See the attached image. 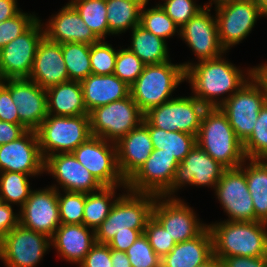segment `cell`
<instances>
[{"label": "cell", "mask_w": 267, "mask_h": 267, "mask_svg": "<svg viewBox=\"0 0 267 267\" xmlns=\"http://www.w3.org/2000/svg\"><path fill=\"white\" fill-rule=\"evenodd\" d=\"M222 57L201 60L197 64H182L185 80L191 84L194 97L207 108L220 107L252 77V68L247 71L248 77L245 78L242 70ZM225 93L229 95L218 101V96Z\"/></svg>", "instance_id": "6da1fadb"}, {"label": "cell", "mask_w": 267, "mask_h": 267, "mask_svg": "<svg viewBox=\"0 0 267 267\" xmlns=\"http://www.w3.org/2000/svg\"><path fill=\"white\" fill-rule=\"evenodd\" d=\"M212 236L213 254L229 256L266 257L267 223L262 221H220L207 225Z\"/></svg>", "instance_id": "7a4b0ae2"}, {"label": "cell", "mask_w": 267, "mask_h": 267, "mask_svg": "<svg viewBox=\"0 0 267 267\" xmlns=\"http://www.w3.org/2000/svg\"><path fill=\"white\" fill-rule=\"evenodd\" d=\"M196 142L226 169L240 167L247 158L227 115L220 107L207 108L202 116Z\"/></svg>", "instance_id": "3957f363"}, {"label": "cell", "mask_w": 267, "mask_h": 267, "mask_svg": "<svg viewBox=\"0 0 267 267\" xmlns=\"http://www.w3.org/2000/svg\"><path fill=\"white\" fill-rule=\"evenodd\" d=\"M127 191L116 198L109 216L95 230L97 243L108 244L116 233L130 232V229L144 233L157 195Z\"/></svg>", "instance_id": "277c9868"}, {"label": "cell", "mask_w": 267, "mask_h": 267, "mask_svg": "<svg viewBox=\"0 0 267 267\" xmlns=\"http://www.w3.org/2000/svg\"><path fill=\"white\" fill-rule=\"evenodd\" d=\"M183 81L185 69L182 64H172L168 61L145 65L143 72L130 86V96L145 114L170 100L172 92Z\"/></svg>", "instance_id": "5b68a950"}, {"label": "cell", "mask_w": 267, "mask_h": 267, "mask_svg": "<svg viewBox=\"0 0 267 267\" xmlns=\"http://www.w3.org/2000/svg\"><path fill=\"white\" fill-rule=\"evenodd\" d=\"M35 131L44 160L58 153H72L92 136L89 114L78 116L48 114Z\"/></svg>", "instance_id": "8992f818"}, {"label": "cell", "mask_w": 267, "mask_h": 267, "mask_svg": "<svg viewBox=\"0 0 267 267\" xmlns=\"http://www.w3.org/2000/svg\"><path fill=\"white\" fill-rule=\"evenodd\" d=\"M92 136L117 143L144 119L131 96L97 107L89 113Z\"/></svg>", "instance_id": "52a82bcc"}, {"label": "cell", "mask_w": 267, "mask_h": 267, "mask_svg": "<svg viewBox=\"0 0 267 267\" xmlns=\"http://www.w3.org/2000/svg\"><path fill=\"white\" fill-rule=\"evenodd\" d=\"M207 107L194 96L171 98L150 109L144 118L156 128L197 136Z\"/></svg>", "instance_id": "ba28073f"}, {"label": "cell", "mask_w": 267, "mask_h": 267, "mask_svg": "<svg viewBox=\"0 0 267 267\" xmlns=\"http://www.w3.org/2000/svg\"><path fill=\"white\" fill-rule=\"evenodd\" d=\"M72 154L102 186H123L126 189V181L118 168L116 143L91 136Z\"/></svg>", "instance_id": "9c48e42d"}, {"label": "cell", "mask_w": 267, "mask_h": 267, "mask_svg": "<svg viewBox=\"0 0 267 267\" xmlns=\"http://www.w3.org/2000/svg\"><path fill=\"white\" fill-rule=\"evenodd\" d=\"M266 102L261 86L250 77V80L220 106L242 143L252 134L260 109Z\"/></svg>", "instance_id": "30bf717a"}, {"label": "cell", "mask_w": 267, "mask_h": 267, "mask_svg": "<svg viewBox=\"0 0 267 267\" xmlns=\"http://www.w3.org/2000/svg\"><path fill=\"white\" fill-rule=\"evenodd\" d=\"M50 246V237L19 224L0 240V259L6 267H35Z\"/></svg>", "instance_id": "8fae6325"}, {"label": "cell", "mask_w": 267, "mask_h": 267, "mask_svg": "<svg viewBox=\"0 0 267 267\" xmlns=\"http://www.w3.org/2000/svg\"><path fill=\"white\" fill-rule=\"evenodd\" d=\"M37 19L24 33L0 49V75L4 79L28 78L44 27Z\"/></svg>", "instance_id": "7c38bea8"}, {"label": "cell", "mask_w": 267, "mask_h": 267, "mask_svg": "<svg viewBox=\"0 0 267 267\" xmlns=\"http://www.w3.org/2000/svg\"><path fill=\"white\" fill-rule=\"evenodd\" d=\"M225 170V167L196 144L176 167L170 187L161 196L173 197L171 195L185 184L206 185L215 189Z\"/></svg>", "instance_id": "4fadbf2b"}, {"label": "cell", "mask_w": 267, "mask_h": 267, "mask_svg": "<svg viewBox=\"0 0 267 267\" xmlns=\"http://www.w3.org/2000/svg\"><path fill=\"white\" fill-rule=\"evenodd\" d=\"M152 216L176 243L195 238L207 227L199 221L192 208L176 197L157 196Z\"/></svg>", "instance_id": "5bb4252c"}, {"label": "cell", "mask_w": 267, "mask_h": 267, "mask_svg": "<svg viewBox=\"0 0 267 267\" xmlns=\"http://www.w3.org/2000/svg\"><path fill=\"white\" fill-rule=\"evenodd\" d=\"M215 9L219 40L226 51L246 38L262 17L259 6L251 2L228 1Z\"/></svg>", "instance_id": "9a60e30c"}, {"label": "cell", "mask_w": 267, "mask_h": 267, "mask_svg": "<svg viewBox=\"0 0 267 267\" xmlns=\"http://www.w3.org/2000/svg\"><path fill=\"white\" fill-rule=\"evenodd\" d=\"M20 212L19 224L21 226L52 238L61 224L58 188L51 186L45 189L32 190L20 208Z\"/></svg>", "instance_id": "2e32d148"}, {"label": "cell", "mask_w": 267, "mask_h": 267, "mask_svg": "<svg viewBox=\"0 0 267 267\" xmlns=\"http://www.w3.org/2000/svg\"><path fill=\"white\" fill-rule=\"evenodd\" d=\"M221 206L228 214L227 221L252 222L255 210L245 173L238 167L226 169L215 187Z\"/></svg>", "instance_id": "e0dca14e"}, {"label": "cell", "mask_w": 267, "mask_h": 267, "mask_svg": "<svg viewBox=\"0 0 267 267\" xmlns=\"http://www.w3.org/2000/svg\"><path fill=\"white\" fill-rule=\"evenodd\" d=\"M209 2L179 28L180 37L192 48L198 61L216 59L226 52L219 40L216 17L213 18L209 13V7L212 6V2Z\"/></svg>", "instance_id": "ac0fdd59"}, {"label": "cell", "mask_w": 267, "mask_h": 267, "mask_svg": "<svg viewBox=\"0 0 267 267\" xmlns=\"http://www.w3.org/2000/svg\"><path fill=\"white\" fill-rule=\"evenodd\" d=\"M35 130H27L21 137L0 146V172H18L38 176L44 171Z\"/></svg>", "instance_id": "d6986e66"}, {"label": "cell", "mask_w": 267, "mask_h": 267, "mask_svg": "<svg viewBox=\"0 0 267 267\" xmlns=\"http://www.w3.org/2000/svg\"><path fill=\"white\" fill-rule=\"evenodd\" d=\"M2 84L10 91L20 122L36 130L48 115L46 89L27 78L4 79Z\"/></svg>", "instance_id": "ffe728a7"}, {"label": "cell", "mask_w": 267, "mask_h": 267, "mask_svg": "<svg viewBox=\"0 0 267 267\" xmlns=\"http://www.w3.org/2000/svg\"><path fill=\"white\" fill-rule=\"evenodd\" d=\"M178 165L173 155L154 149L142 167L126 182V189L161 196L170 187Z\"/></svg>", "instance_id": "44dd1931"}, {"label": "cell", "mask_w": 267, "mask_h": 267, "mask_svg": "<svg viewBox=\"0 0 267 267\" xmlns=\"http://www.w3.org/2000/svg\"><path fill=\"white\" fill-rule=\"evenodd\" d=\"M44 171L51 173L64 192L91 193L103 186L72 153H58L45 159Z\"/></svg>", "instance_id": "7402d4cb"}, {"label": "cell", "mask_w": 267, "mask_h": 267, "mask_svg": "<svg viewBox=\"0 0 267 267\" xmlns=\"http://www.w3.org/2000/svg\"><path fill=\"white\" fill-rule=\"evenodd\" d=\"M27 79L44 89L69 81L60 43L50 41L45 36L42 38Z\"/></svg>", "instance_id": "603a6c76"}, {"label": "cell", "mask_w": 267, "mask_h": 267, "mask_svg": "<svg viewBox=\"0 0 267 267\" xmlns=\"http://www.w3.org/2000/svg\"><path fill=\"white\" fill-rule=\"evenodd\" d=\"M117 163L121 176L127 182L147 161L153 152L149 129L141 123L117 143Z\"/></svg>", "instance_id": "cb8c5ba5"}, {"label": "cell", "mask_w": 267, "mask_h": 267, "mask_svg": "<svg viewBox=\"0 0 267 267\" xmlns=\"http://www.w3.org/2000/svg\"><path fill=\"white\" fill-rule=\"evenodd\" d=\"M45 25L44 36L56 43L77 42L92 45L100 41L70 3L62 7Z\"/></svg>", "instance_id": "d4e9b609"}, {"label": "cell", "mask_w": 267, "mask_h": 267, "mask_svg": "<svg viewBox=\"0 0 267 267\" xmlns=\"http://www.w3.org/2000/svg\"><path fill=\"white\" fill-rule=\"evenodd\" d=\"M83 224H60L51 238V246L66 261L80 264L96 243L95 231Z\"/></svg>", "instance_id": "484cf974"}, {"label": "cell", "mask_w": 267, "mask_h": 267, "mask_svg": "<svg viewBox=\"0 0 267 267\" xmlns=\"http://www.w3.org/2000/svg\"><path fill=\"white\" fill-rule=\"evenodd\" d=\"M84 103L90 113L93 109L130 96V86L114 74H90L81 81Z\"/></svg>", "instance_id": "4316f807"}, {"label": "cell", "mask_w": 267, "mask_h": 267, "mask_svg": "<svg viewBox=\"0 0 267 267\" xmlns=\"http://www.w3.org/2000/svg\"><path fill=\"white\" fill-rule=\"evenodd\" d=\"M213 255L212 236L206 227L191 240L179 242L161 259V267H196Z\"/></svg>", "instance_id": "83f0119b"}, {"label": "cell", "mask_w": 267, "mask_h": 267, "mask_svg": "<svg viewBox=\"0 0 267 267\" xmlns=\"http://www.w3.org/2000/svg\"><path fill=\"white\" fill-rule=\"evenodd\" d=\"M49 115L78 116L89 114L79 81H66L46 89Z\"/></svg>", "instance_id": "f1b7e54d"}, {"label": "cell", "mask_w": 267, "mask_h": 267, "mask_svg": "<svg viewBox=\"0 0 267 267\" xmlns=\"http://www.w3.org/2000/svg\"><path fill=\"white\" fill-rule=\"evenodd\" d=\"M249 165L245 162L239 167L246 176L248 190L250 192L255 218L267 223V160L249 159Z\"/></svg>", "instance_id": "f546056e"}, {"label": "cell", "mask_w": 267, "mask_h": 267, "mask_svg": "<svg viewBox=\"0 0 267 267\" xmlns=\"http://www.w3.org/2000/svg\"><path fill=\"white\" fill-rule=\"evenodd\" d=\"M148 129L153 148L166 152L181 163L189 154V151L196 146V136L179 131H166L153 127L145 118L142 122Z\"/></svg>", "instance_id": "4dcf8cb0"}, {"label": "cell", "mask_w": 267, "mask_h": 267, "mask_svg": "<svg viewBox=\"0 0 267 267\" xmlns=\"http://www.w3.org/2000/svg\"><path fill=\"white\" fill-rule=\"evenodd\" d=\"M128 49L137 55L145 65L159 64L170 60L166 40L152 34L140 24L132 29V42Z\"/></svg>", "instance_id": "1f68e13d"}, {"label": "cell", "mask_w": 267, "mask_h": 267, "mask_svg": "<svg viewBox=\"0 0 267 267\" xmlns=\"http://www.w3.org/2000/svg\"><path fill=\"white\" fill-rule=\"evenodd\" d=\"M148 1L112 0L107 1L109 34H121L140 24L141 9Z\"/></svg>", "instance_id": "d6a6232c"}, {"label": "cell", "mask_w": 267, "mask_h": 267, "mask_svg": "<svg viewBox=\"0 0 267 267\" xmlns=\"http://www.w3.org/2000/svg\"><path fill=\"white\" fill-rule=\"evenodd\" d=\"M116 187L103 186L98 191L86 194L82 220L83 225L95 231L109 216L110 210L115 203V199L113 198H115Z\"/></svg>", "instance_id": "836d02e7"}, {"label": "cell", "mask_w": 267, "mask_h": 267, "mask_svg": "<svg viewBox=\"0 0 267 267\" xmlns=\"http://www.w3.org/2000/svg\"><path fill=\"white\" fill-rule=\"evenodd\" d=\"M69 3L100 40L109 35L106 0H71Z\"/></svg>", "instance_id": "e575fe53"}, {"label": "cell", "mask_w": 267, "mask_h": 267, "mask_svg": "<svg viewBox=\"0 0 267 267\" xmlns=\"http://www.w3.org/2000/svg\"><path fill=\"white\" fill-rule=\"evenodd\" d=\"M90 46L86 43H62V54L67 68L69 80L79 81L86 79L91 71Z\"/></svg>", "instance_id": "d590c367"}, {"label": "cell", "mask_w": 267, "mask_h": 267, "mask_svg": "<svg viewBox=\"0 0 267 267\" xmlns=\"http://www.w3.org/2000/svg\"><path fill=\"white\" fill-rule=\"evenodd\" d=\"M28 177L25 173L0 172L1 202L19 204L21 208L32 192Z\"/></svg>", "instance_id": "8d00e7d4"}, {"label": "cell", "mask_w": 267, "mask_h": 267, "mask_svg": "<svg viewBox=\"0 0 267 267\" xmlns=\"http://www.w3.org/2000/svg\"><path fill=\"white\" fill-rule=\"evenodd\" d=\"M146 4L141 9L140 25L165 40L176 32L180 35V30L174 21L165 13L159 4L153 8L146 9Z\"/></svg>", "instance_id": "74e56055"}, {"label": "cell", "mask_w": 267, "mask_h": 267, "mask_svg": "<svg viewBox=\"0 0 267 267\" xmlns=\"http://www.w3.org/2000/svg\"><path fill=\"white\" fill-rule=\"evenodd\" d=\"M247 159L267 160V102L260 109L252 134L243 142Z\"/></svg>", "instance_id": "f35d334b"}, {"label": "cell", "mask_w": 267, "mask_h": 267, "mask_svg": "<svg viewBox=\"0 0 267 267\" xmlns=\"http://www.w3.org/2000/svg\"><path fill=\"white\" fill-rule=\"evenodd\" d=\"M64 194H61L58 189L61 224H82L86 193L65 191Z\"/></svg>", "instance_id": "ab89813d"}, {"label": "cell", "mask_w": 267, "mask_h": 267, "mask_svg": "<svg viewBox=\"0 0 267 267\" xmlns=\"http://www.w3.org/2000/svg\"><path fill=\"white\" fill-rule=\"evenodd\" d=\"M116 51L110 44L102 40L90 46V64L92 74L110 75L114 72L117 58Z\"/></svg>", "instance_id": "60d3db41"}, {"label": "cell", "mask_w": 267, "mask_h": 267, "mask_svg": "<svg viewBox=\"0 0 267 267\" xmlns=\"http://www.w3.org/2000/svg\"><path fill=\"white\" fill-rule=\"evenodd\" d=\"M145 64L128 48L118 50L113 74L131 86L143 72Z\"/></svg>", "instance_id": "b9f144b4"}, {"label": "cell", "mask_w": 267, "mask_h": 267, "mask_svg": "<svg viewBox=\"0 0 267 267\" xmlns=\"http://www.w3.org/2000/svg\"><path fill=\"white\" fill-rule=\"evenodd\" d=\"M132 267H161V258L155 253L144 233L125 251Z\"/></svg>", "instance_id": "7bdbcfd3"}, {"label": "cell", "mask_w": 267, "mask_h": 267, "mask_svg": "<svg viewBox=\"0 0 267 267\" xmlns=\"http://www.w3.org/2000/svg\"><path fill=\"white\" fill-rule=\"evenodd\" d=\"M144 234L155 253L162 259L177 244L168 231L153 217L147 221Z\"/></svg>", "instance_id": "ee69618b"}, {"label": "cell", "mask_w": 267, "mask_h": 267, "mask_svg": "<svg viewBox=\"0 0 267 267\" xmlns=\"http://www.w3.org/2000/svg\"><path fill=\"white\" fill-rule=\"evenodd\" d=\"M37 19L36 15L20 11L12 18L1 22L0 49L24 33Z\"/></svg>", "instance_id": "f6af8a7d"}, {"label": "cell", "mask_w": 267, "mask_h": 267, "mask_svg": "<svg viewBox=\"0 0 267 267\" xmlns=\"http://www.w3.org/2000/svg\"><path fill=\"white\" fill-rule=\"evenodd\" d=\"M159 5L180 28L204 8L196 5L194 0H165L163 5Z\"/></svg>", "instance_id": "bcb514c9"}, {"label": "cell", "mask_w": 267, "mask_h": 267, "mask_svg": "<svg viewBox=\"0 0 267 267\" xmlns=\"http://www.w3.org/2000/svg\"><path fill=\"white\" fill-rule=\"evenodd\" d=\"M79 265V267H112L110 247L96 242Z\"/></svg>", "instance_id": "7dc6e473"}, {"label": "cell", "mask_w": 267, "mask_h": 267, "mask_svg": "<svg viewBox=\"0 0 267 267\" xmlns=\"http://www.w3.org/2000/svg\"><path fill=\"white\" fill-rule=\"evenodd\" d=\"M0 121L23 125L17 113V106L13 103L10 91L0 84Z\"/></svg>", "instance_id": "c3c4849f"}, {"label": "cell", "mask_w": 267, "mask_h": 267, "mask_svg": "<svg viewBox=\"0 0 267 267\" xmlns=\"http://www.w3.org/2000/svg\"><path fill=\"white\" fill-rule=\"evenodd\" d=\"M19 214H14L12 205L0 201V240L19 225Z\"/></svg>", "instance_id": "681fc988"}, {"label": "cell", "mask_w": 267, "mask_h": 267, "mask_svg": "<svg viewBox=\"0 0 267 267\" xmlns=\"http://www.w3.org/2000/svg\"><path fill=\"white\" fill-rule=\"evenodd\" d=\"M222 267H267L266 257L229 256L220 258Z\"/></svg>", "instance_id": "f907efd6"}, {"label": "cell", "mask_w": 267, "mask_h": 267, "mask_svg": "<svg viewBox=\"0 0 267 267\" xmlns=\"http://www.w3.org/2000/svg\"><path fill=\"white\" fill-rule=\"evenodd\" d=\"M142 233L139 230L130 229V232H119L107 244L110 249L127 251Z\"/></svg>", "instance_id": "816d5d0a"}, {"label": "cell", "mask_w": 267, "mask_h": 267, "mask_svg": "<svg viewBox=\"0 0 267 267\" xmlns=\"http://www.w3.org/2000/svg\"><path fill=\"white\" fill-rule=\"evenodd\" d=\"M27 130L24 125L0 121V146L18 139Z\"/></svg>", "instance_id": "f5cc1de1"}, {"label": "cell", "mask_w": 267, "mask_h": 267, "mask_svg": "<svg viewBox=\"0 0 267 267\" xmlns=\"http://www.w3.org/2000/svg\"><path fill=\"white\" fill-rule=\"evenodd\" d=\"M20 11L17 0H0V23L12 18Z\"/></svg>", "instance_id": "db71d44e"}, {"label": "cell", "mask_w": 267, "mask_h": 267, "mask_svg": "<svg viewBox=\"0 0 267 267\" xmlns=\"http://www.w3.org/2000/svg\"><path fill=\"white\" fill-rule=\"evenodd\" d=\"M252 78L261 86L267 100V63L252 68Z\"/></svg>", "instance_id": "11a10c76"}, {"label": "cell", "mask_w": 267, "mask_h": 267, "mask_svg": "<svg viewBox=\"0 0 267 267\" xmlns=\"http://www.w3.org/2000/svg\"><path fill=\"white\" fill-rule=\"evenodd\" d=\"M112 267H132L124 251L111 249Z\"/></svg>", "instance_id": "9f6ffc18"}, {"label": "cell", "mask_w": 267, "mask_h": 267, "mask_svg": "<svg viewBox=\"0 0 267 267\" xmlns=\"http://www.w3.org/2000/svg\"><path fill=\"white\" fill-rule=\"evenodd\" d=\"M196 267H222V264L221 260L213 254L207 261Z\"/></svg>", "instance_id": "6f0895ef"}, {"label": "cell", "mask_w": 267, "mask_h": 267, "mask_svg": "<svg viewBox=\"0 0 267 267\" xmlns=\"http://www.w3.org/2000/svg\"><path fill=\"white\" fill-rule=\"evenodd\" d=\"M257 5L259 6L262 16H267V0H258Z\"/></svg>", "instance_id": "680465c9"}, {"label": "cell", "mask_w": 267, "mask_h": 267, "mask_svg": "<svg viewBox=\"0 0 267 267\" xmlns=\"http://www.w3.org/2000/svg\"><path fill=\"white\" fill-rule=\"evenodd\" d=\"M211 1H213V3L216 4L215 6H217L219 4H222L228 1H233V0H211Z\"/></svg>", "instance_id": "91938a15"}, {"label": "cell", "mask_w": 267, "mask_h": 267, "mask_svg": "<svg viewBox=\"0 0 267 267\" xmlns=\"http://www.w3.org/2000/svg\"><path fill=\"white\" fill-rule=\"evenodd\" d=\"M233 1H237V2H251V3L257 4V1L258 0H233Z\"/></svg>", "instance_id": "94428289"}, {"label": "cell", "mask_w": 267, "mask_h": 267, "mask_svg": "<svg viewBox=\"0 0 267 267\" xmlns=\"http://www.w3.org/2000/svg\"><path fill=\"white\" fill-rule=\"evenodd\" d=\"M106 1H112V0H106ZM135 1H149V0H135Z\"/></svg>", "instance_id": "6125c7cd"}, {"label": "cell", "mask_w": 267, "mask_h": 267, "mask_svg": "<svg viewBox=\"0 0 267 267\" xmlns=\"http://www.w3.org/2000/svg\"><path fill=\"white\" fill-rule=\"evenodd\" d=\"M3 79L1 78V75H0V84L2 83Z\"/></svg>", "instance_id": "be15d7a7"}]
</instances>
